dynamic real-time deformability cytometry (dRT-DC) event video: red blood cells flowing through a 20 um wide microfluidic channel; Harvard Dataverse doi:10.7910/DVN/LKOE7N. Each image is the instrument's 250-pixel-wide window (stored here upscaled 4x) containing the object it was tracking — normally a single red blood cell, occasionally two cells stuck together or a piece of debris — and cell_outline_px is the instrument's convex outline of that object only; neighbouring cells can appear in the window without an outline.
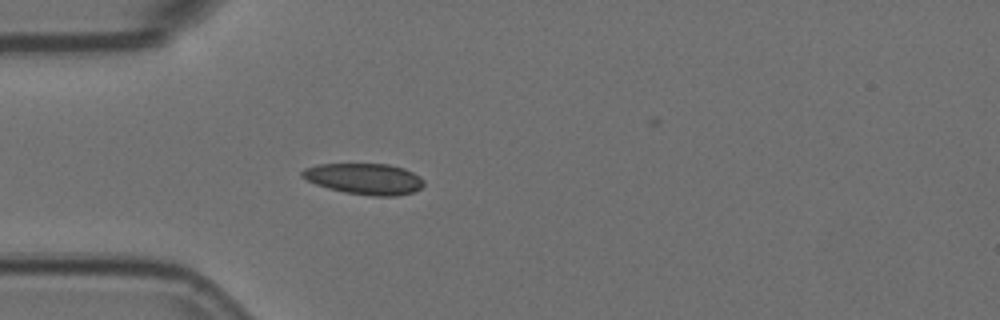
{"species": "Egyptian fruit bat (a non-hibernating species)", "species_latin": "Rousettus aegyptiacus", "temperature_condition": "room temperature", "stored_images_in_passage": 4, "camera_frame_rate_fps": 3000, "um_per_image_px": 0.085, "animal": {"sex": "female"}, "frame": {"image": 1, "passage_image": 4, "time_ms": 1.0, "image_size_px": [1000, 320], "cell_outline_px": [[424, 184], [420, 188], [412, 192], [396, 196], [372, 196], [344, 192], [328, 188], [316, 184], [300, 176], [300, 172], [304, 168], [316, 164], [388, 164], [404, 168], [420, 176], [424, 180]], "centroid_in_image_um": [30.97, 15.19], "position_along_channel_um": 54.0, "area_um2": 22.08}}